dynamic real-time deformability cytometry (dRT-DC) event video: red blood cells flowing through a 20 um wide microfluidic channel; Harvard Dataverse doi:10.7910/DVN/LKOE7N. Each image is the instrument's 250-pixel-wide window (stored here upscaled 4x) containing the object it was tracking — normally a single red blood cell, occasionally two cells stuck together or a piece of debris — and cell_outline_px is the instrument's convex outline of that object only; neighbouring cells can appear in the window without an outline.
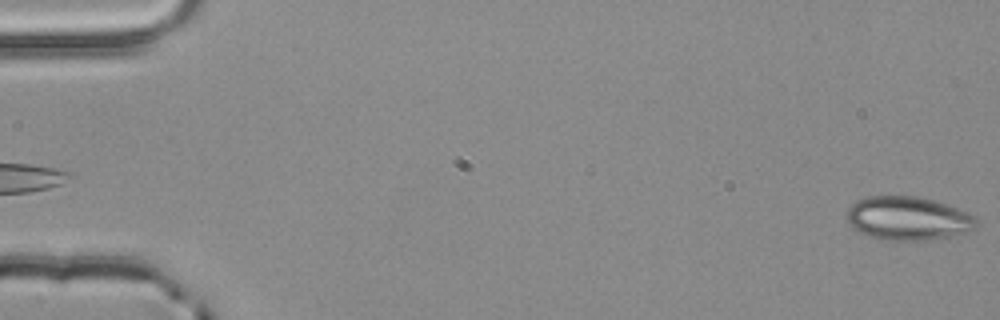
{"species": "common noctule bat (a hibernating species)", "species_latin": "Nyctalus noctula", "temperature_condition": "room temperature", "stored_images_in_passage": 3, "camera_frame_rate_fps": 3000, "um_per_image_px": 0.085, "animal": {"sex": "male", "body_mass_g": 20.4}, "frame": {"image": 1, "passage_image": 3, "time_ms": 0.667, "image_size_px": [1000, 320], "cell_outline_px": [[976, 228], [968, 232], [948, 236], [924, 240], [884, 240], [860, 232], [852, 228], [848, 224], [848, 208], [856, 200], [868, 196], [920, 196], [956, 208], [972, 216], [976, 220]], "centroid_in_image_um": [77.14, 18.56], "position_along_channel_um": 7.9, "area_um2": 32.54}}